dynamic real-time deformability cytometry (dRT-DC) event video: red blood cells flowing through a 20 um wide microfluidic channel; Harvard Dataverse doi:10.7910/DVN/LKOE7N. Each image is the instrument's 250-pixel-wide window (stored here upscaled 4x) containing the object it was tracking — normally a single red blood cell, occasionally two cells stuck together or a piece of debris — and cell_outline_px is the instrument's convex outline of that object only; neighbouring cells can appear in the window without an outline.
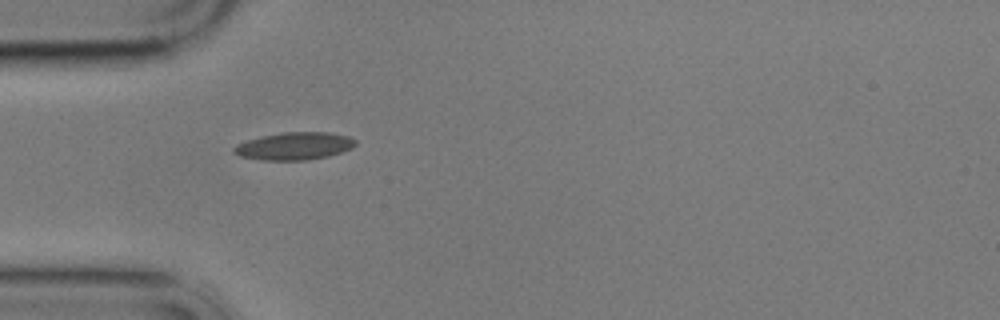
{"species": "common noctule bat (a hibernating species)", "species_latin": "Nyctalus noctula", "temperature_condition": "cold", "stored_images_in_passage": 8, "camera_frame_rate_fps": 3000, "um_per_image_px": 0.085, "animal": {"sex": "male", "body_mass_g": 17.9}, "frame": {"image": 1, "passage_image": 7, "time_ms": 7.0, "image_size_px": [1000, 320], "cell_outline_px": [[356, 144], [352, 148], [328, 156], [308, 160], [260, 160], [240, 156], [232, 152], [232, 148], [236, 144], [260, 136], [284, 132], [328, 132], [348, 136], [356, 140]], "centroid_in_image_um": [24.99, 12.41], "position_along_channel_um": 60.0, "area_um2": 19.59}}
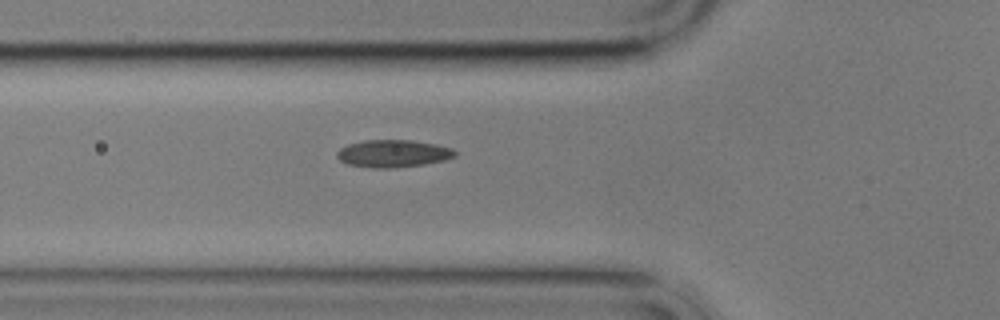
{"frame": {"image": 2, "passage_image": 8, "time_ms": 8.0, "image_size_px": [1000, 320], "cell_outline_px": [[456, 156], [444, 160], [424, 164], [392, 168], [372, 168], [348, 164], [340, 160], [336, 156], [336, 152], [340, 148], [348, 144], [364, 140], [412, 140], [436, 144], [452, 148], [456, 152]], "centroid_in_image_um": [33.4, 13.05], "position_along_channel_um": 92.4, "area_um2": 18.9}}